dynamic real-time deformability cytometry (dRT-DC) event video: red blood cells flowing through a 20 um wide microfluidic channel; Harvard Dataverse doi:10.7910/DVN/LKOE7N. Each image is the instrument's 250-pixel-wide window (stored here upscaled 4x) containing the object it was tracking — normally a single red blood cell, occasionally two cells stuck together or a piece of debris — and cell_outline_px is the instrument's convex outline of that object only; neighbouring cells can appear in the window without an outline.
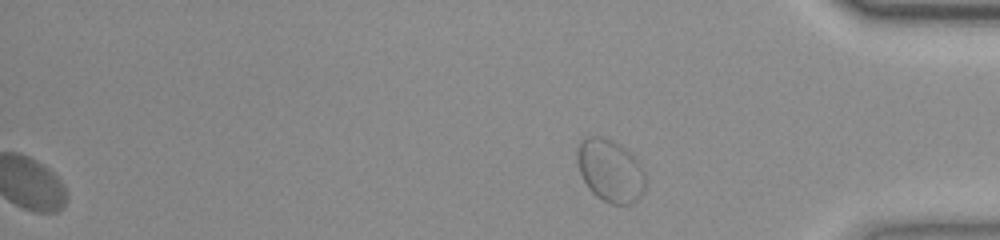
{"species": "common noctule bat (a hibernating species)", "species_latin": "Nyctalus noctula", "temperature_condition": "room temperature", "stored_images_in_passage": 47, "segment_of_instrument_passage": [2, 2], "camera_frame_rate_fps": 3000, "um_per_image_px": 0.085, "animal": {"sex": "female", "body_mass_g": 23.0, "forearm_length_mm": 53.4}, "frame": {"image": 1, "passage_image": 47, "time_ms": 15.333, "image_size_px": [1000, 240], "cell_outline_px": [[644, 192], [632, 204], [612, 204], [596, 196], [588, 188], [580, 172], [580, 144], [588, 136], [596, 136], [620, 144], [640, 164], [644, 172]], "centroid_in_image_um": [51.92, 14.55], "position_along_channel_um": 383.3, "area_um2": 23.93}}